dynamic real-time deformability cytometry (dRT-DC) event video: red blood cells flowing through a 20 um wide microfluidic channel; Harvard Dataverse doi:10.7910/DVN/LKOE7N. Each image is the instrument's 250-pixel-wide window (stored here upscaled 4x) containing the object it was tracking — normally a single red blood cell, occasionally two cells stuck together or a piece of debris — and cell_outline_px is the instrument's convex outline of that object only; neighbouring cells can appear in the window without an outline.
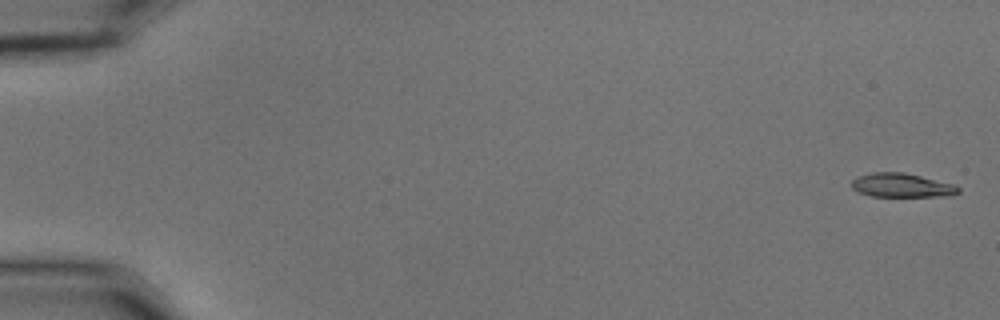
{"species": "common noctule bat (a hibernating species)", "species_latin": "Nyctalus noctula", "temperature_condition": "cold", "stored_images_in_passage": 56, "camera_frame_rate_fps": 3000, "um_per_image_px": 0.085, "animal": {"sex": "male", "body_mass_g": 15.6}, "frame": {"image": 1, "passage_image": 2, "time_ms": 0.333, "image_size_px": [1000, 320], "cell_outline_px": [[960, 192], [948, 196], [872, 196], [860, 192], [852, 188], [852, 180], [856, 176], [872, 172], [904, 172], [956, 184], [960, 188]], "centroid_in_image_um": [76.67, 15.74], "position_along_channel_um": 8.3, "area_um2": 14.97}}
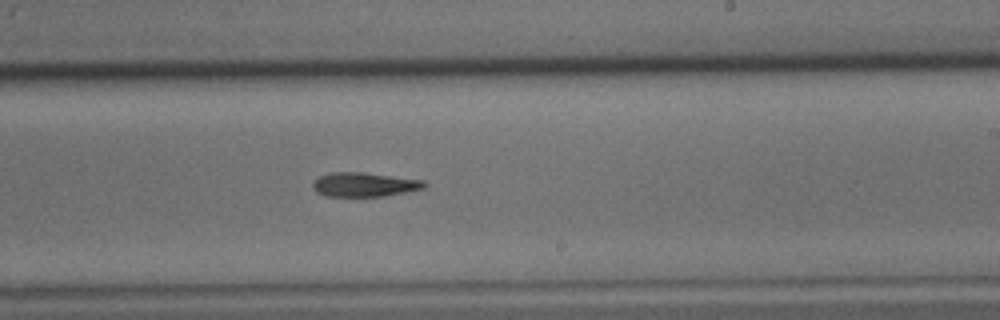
{"frame": {"image": 2, "passage_image": 35, "time_ms": 11.333, "image_size_px": [1000, 320], "cell_outline_px": [[428, 188], [408, 192], [384, 196], [328, 196], [316, 192], [312, 188], [312, 184], [320, 176], [332, 172], [364, 172], [424, 180], [428, 184]], "centroid_in_image_um": [31.04, 15.69], "position_along_channel_um": 258.0, "area_um2": 15.9}}
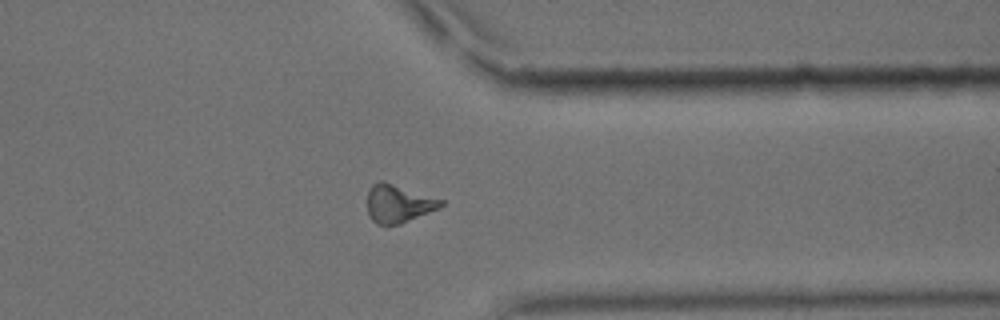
{"frame": {"image": 3, "passage_image": 45, "time_ms": 14.667, "image_size_px": [1000, 320], "cell_outline_px": [[444, 204], [440, 208], [400, 224], [376, 224], [372, 220], [368, 212], [368, 192], [372, 184], [380, 180], [444, 200]], "centroid_in_image_um": [33.87, 17.31], "position_along_channel_um": 377.5, "area_um2": 16.07}, "authors_computed_cell_mechanics": {"area_um2": 15.9528, "velocity_mm_per_s": 3.6642, "shape_relaxation_time_tau1_ms": 5.3864, "shape_relaxation_time_tau2_ms": null, "deformation_change_tau1": 0.1691, "deformation_change_tau2": null}}